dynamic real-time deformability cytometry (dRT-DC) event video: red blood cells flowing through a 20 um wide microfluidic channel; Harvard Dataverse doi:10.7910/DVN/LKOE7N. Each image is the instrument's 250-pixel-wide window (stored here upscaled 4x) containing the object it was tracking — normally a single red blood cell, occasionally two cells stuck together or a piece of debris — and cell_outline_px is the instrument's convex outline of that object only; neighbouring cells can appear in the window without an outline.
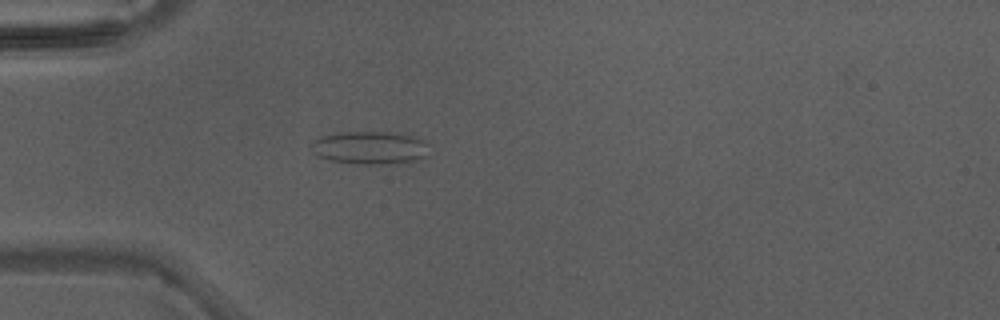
{"species": "Egyptian fruit bat (a non-hibernating species)", "species_latin": "Rousettus aegyptiacus", "temperature_condition": "warm", "stored_images_in_passage": 45, "camera_frame_rate_fps": 3000, "um_per_image_px": 0.085, "animal": {"sex": "male"}, "frame": {"image": 1, "passage_image": 13, "time_ms": 4.0, "image_size_px": [1000, 320], "cell_outline_px": [[424, 156], [412, 160], [388, 164], [364, 164], [332, 160], [320, 156], [312, 152], [312, 144], [320, 136], [340, 132], [392, 132], [412, 136], [424, 140]], "centroid_in_image_um": [31.37, 12.54], "position_along_channel_um": 53.6, "area_um2": 21.91}}
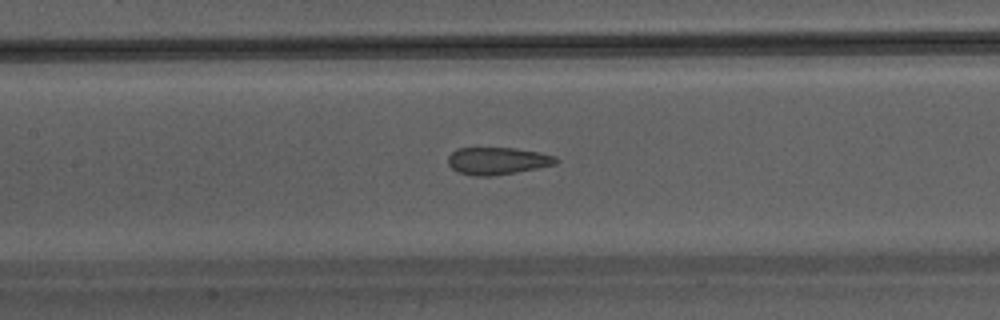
{"frame": {"image": 2, "passage_image": 21, "time_ms": 6.667, "image_size_px": [1000, 320], "cell_outline_px": [[560, 160], [556, 164], [496, 176], [476, 176], [460, 172], [452, 168], [448, 164], [448, 156], [456, 148], [512, 148], [536, 152], [556, 156]], "centroid_in_image_um": [42.28, 13.67], "position_along_channel_um": 165.1, "area_um2": 17.05}}
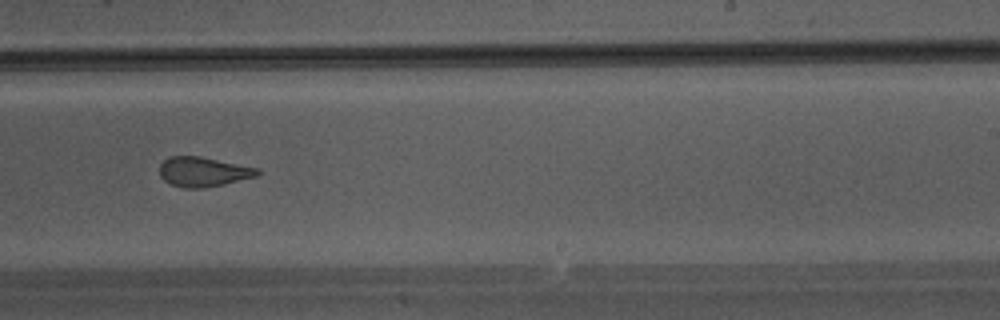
{"frame": {"image": 3, "passage_image": 28, "time_ms": 9.0, "image_size_px": [1000, 320], "cell_outline_px": [[260, 176], [224, 184], [204, 188], [184, 188], [172, 184], [164, 180], [160, 176], [160, 164], [168, 156], [200, 156], [260, 168]], "centroid_in_image_um": [17.32, 14.6], "position_along_channel_um": 271.7, "area_um2": 17.11}}